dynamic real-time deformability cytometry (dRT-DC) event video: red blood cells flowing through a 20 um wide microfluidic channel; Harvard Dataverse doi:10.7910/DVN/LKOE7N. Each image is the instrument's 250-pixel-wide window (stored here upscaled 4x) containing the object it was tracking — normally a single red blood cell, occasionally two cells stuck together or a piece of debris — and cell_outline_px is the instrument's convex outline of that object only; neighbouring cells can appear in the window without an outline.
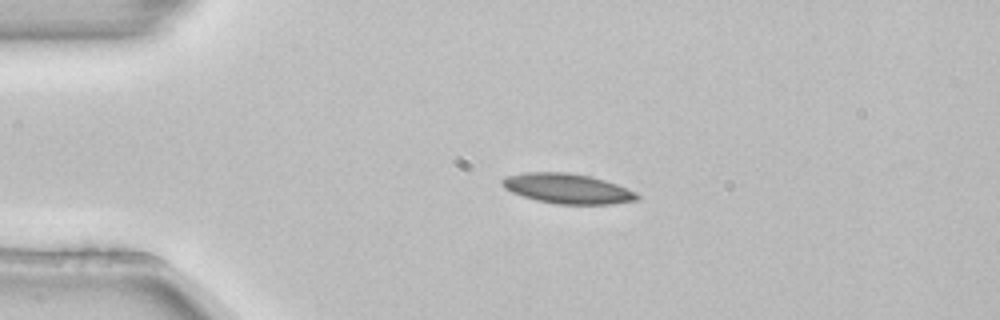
{"species": "common noctule bat (a hibernating species)", "species_latin": "Nyctalus noctula", "temperature_condition": "room temperature", "stored_images_in_passage": 3, "camera_frame_rate_fps": 3000, "um_per_image_px": 0.085, "animal": {"sex": "female", "body_mass_g": 22.7, "forearm_length_mm": 54.2}, "frame": {"image": 1, "passage_image": 2, "time_ms": 0.333, "image_size_px": [1000, 320], "cell_outline_px": [[640, 196], [636, 200], [612, 204], [556, 204], [536, 200], [512, 192], [504, 188], [500, 184], [500, 180], [504, 176], [524, 172], [568, 172], [588, 176], [604, 180], [616, 184], [636, 192]], "centroid_in_image_um": [48.18, 16.02], "position_along_channel_um": 36.8, "area_um2": 23.58}}